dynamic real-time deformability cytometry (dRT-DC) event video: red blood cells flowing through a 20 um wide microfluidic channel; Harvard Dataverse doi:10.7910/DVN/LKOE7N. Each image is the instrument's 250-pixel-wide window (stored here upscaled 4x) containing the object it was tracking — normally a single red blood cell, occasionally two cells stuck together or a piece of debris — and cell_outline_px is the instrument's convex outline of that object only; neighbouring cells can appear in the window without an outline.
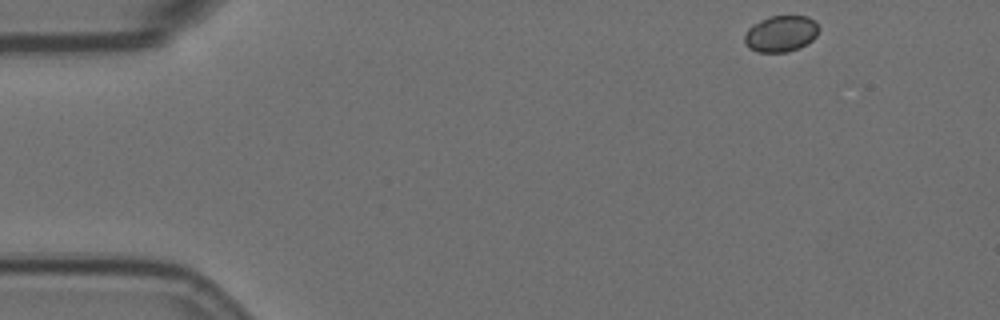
{"species": "Egyptian fruit bat (a non-hibernating species)", "species_latin": "Rousettus aegyptiacus", "temperature_condition": "room temperature", "stored_images_in_passage": 52, "camera_frame_rate_fps": 3000, "um_per_image_px": 0.085, "animal": {"sex": "female"}, "frame": {"image": 1, "passage_image": 1, "time_ms": 0.0, "image_size_px": [1000, 320], "cell_outline_px": [[820, 28], [816, 36], [812, 40], [800, 48], [784, 52], [756, 52], [748, 48], [744, 44], [744, 36], [748, 28], [752, 24], [768, 16], [808, 16], [816, 20]], "centroid_in_image_um": [66.37, 2.86], "position_along_channel_um": 18.6, "area_um2": 16.01}}
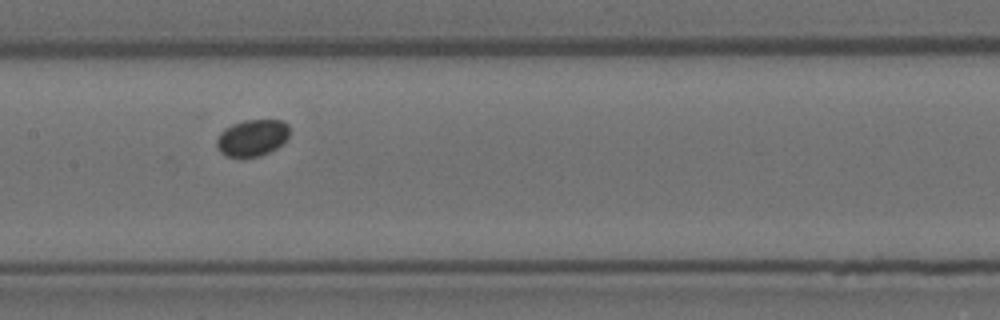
{"frame": {"image": 2, "passage_image": 23, "time_ms": 7.333, "image_size_px": [1000, 320], "cell_outline_px": [[288, 136], [276, 148], [260, 156], [224, 156], [220, 152], [216, 144], [216, 140], [220, 132], [224, 128], [232, 124], [244, 120], [284, 120], [288, 124]], "centroid_in_image_um": [21.41, 11.69], "position_along_channel_um": 186.0, "area_um2": 15.43}}
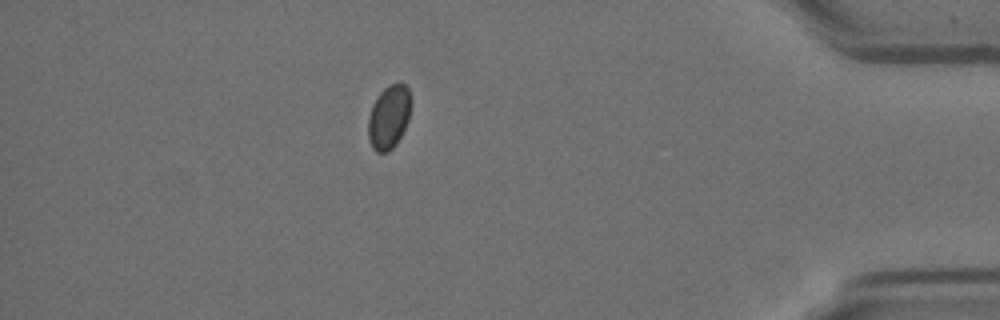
{"frame": {"image": 3, "passage_image": 45, "time_ms": 14.667, "image_size_px": [1000, 320], "cell_outline_px": [[412, 104], [408, 120], [396, 144], [388, 152], [376, 152], [372, 148], [368, 140], [368, 116], [372, 104], [380, 92], [388, 84], [400, 80], [408, 88], [412, 100]], "centroid_in_image_um": [33.06, 9.9], "position_along_channel_um": 402.1, "area_um2": 16.3}}